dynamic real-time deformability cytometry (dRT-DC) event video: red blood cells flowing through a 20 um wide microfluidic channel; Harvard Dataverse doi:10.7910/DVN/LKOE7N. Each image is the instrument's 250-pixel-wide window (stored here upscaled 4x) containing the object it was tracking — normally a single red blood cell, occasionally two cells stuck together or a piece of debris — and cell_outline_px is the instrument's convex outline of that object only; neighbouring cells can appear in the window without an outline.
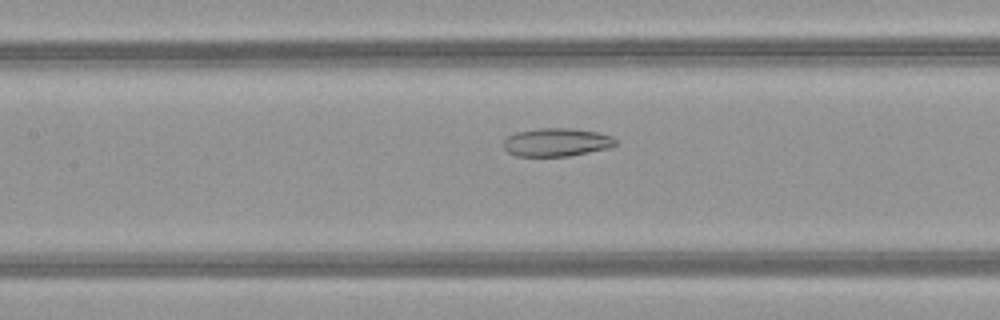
{"species": "common noctule bat (a hibernating species)", "species_latin": "Nyctalus noctula", "temperature_condition": "warm", "stored_images_in_passage": 47, "camera_frame_rate_fps": 3000, "um_per_image_px": 0.085, "animal": {"sex": "female", "body_mass_g": 21.9}, "frame": {"image": 1, "passage_image": 20, "time_ms": 6.333, "image_size_px": [1000, 320], "cell_outline_px": [[620, 144], [608, 148], [568, 156], [516, 156], [508, 152], [504, 148], [504, 140], [508, 136], [516, 132], [536, 128], [572, 128], [596, 132], [612, 136]], "centroid_in_image_um": [47.32, 12.08], "position_along_channel_um": 160.1, "area_um2": 18.5}}
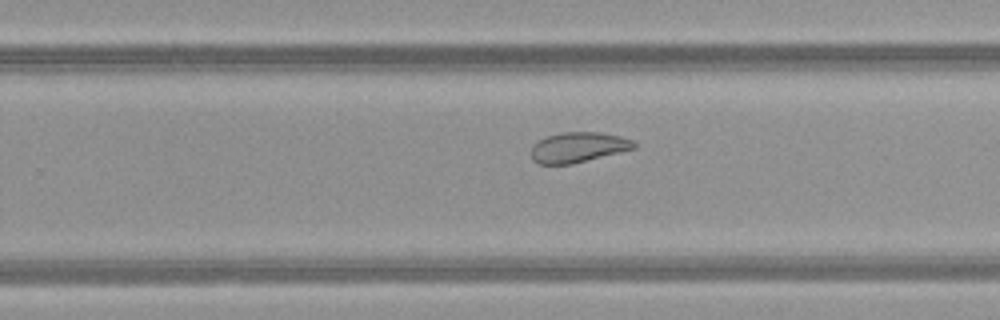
{"frame": {"image": 2, "passage_image": 29, "time_ms": 9.333, "image_size_px": [1000, 320], "cell_outline_px": [[636, 148], [572, 164], [540, 164], [532, 160], [532, 144], [548, 136], [560, 132], [600, 132], [620, 136], [632, 140], [636, 144]], "centroid_in_image_um": [49.14, 12.52], "position_along_channel_um": 280.7, "area_um2": 18.03}}
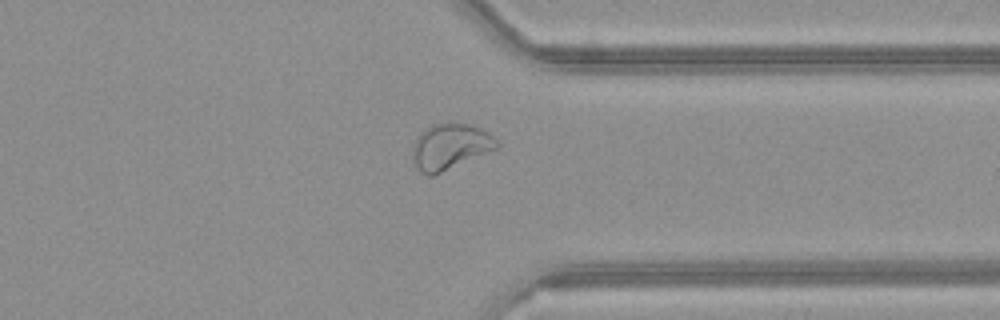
{"frame": {"image": 3, "passage_image": 36, "time_ms": 11.667, "image_size_px": [1000, 320], "cell_outline_px": [[500, 144], [496, 148], [432, 176], [428, 176], [420, 172], [412, 164], [412, 148], [416, 136], [420, 132], [432, 124], [468, 124], [480, 128], [488, 132]], "centroid_in_image_um": [38.18, 12.47], "position_along_channel_um": 373.2, "area_um2": 22.25}, "authors_computed_cell_mechanics": {"area_um2": 24.6228, "velocity_mm_per_s": 4.0349, "shape_relaxation_time_tau1_ms": null, "shape_relaxation_time_tau2_ms": 2.4782, "deformation_change_tau1": null, "deformation_change_tau2": 0.0859}}